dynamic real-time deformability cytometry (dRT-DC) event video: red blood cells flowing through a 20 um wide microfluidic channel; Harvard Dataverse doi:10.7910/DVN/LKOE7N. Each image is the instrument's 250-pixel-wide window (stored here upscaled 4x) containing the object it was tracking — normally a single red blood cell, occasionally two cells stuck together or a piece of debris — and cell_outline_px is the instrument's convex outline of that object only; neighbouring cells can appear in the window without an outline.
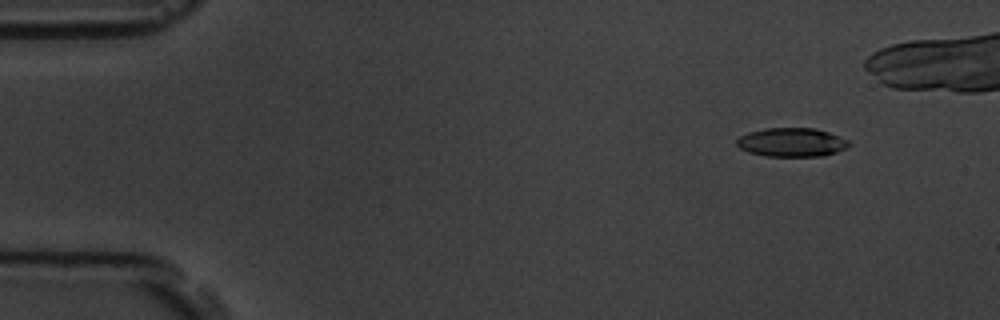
{"species": "common noctule bat (a hibernating species)", "species_latin": "Nyctalus noctula", "temperature_condition": "room temperature", "stored_images_in_passage": 6, "camera_frame_rate_fps": 3000, "um_per_image_px": 0.085, "animal": {"sex": "male", "body_mass_g": 19.5, "forearm_length_mm": 54.6}, "frame": {"image": 1, "passage_image": 2, "time_ms": 1.0, "image_size_px": [1000, 320], "cell_outline_px": [[852, 144], [836, 152], [824, 156], [764, 156], [748, 152], [740, 148], [736, 144], [736, 140], [740, 136], [748, 132], [764, 128], [816, 128], [828, 132], [848, 140]], "centroid_in_image_um": [67.27, 12.09], "position_along_channel_um": 17.7, "area_um2": 18.9}}